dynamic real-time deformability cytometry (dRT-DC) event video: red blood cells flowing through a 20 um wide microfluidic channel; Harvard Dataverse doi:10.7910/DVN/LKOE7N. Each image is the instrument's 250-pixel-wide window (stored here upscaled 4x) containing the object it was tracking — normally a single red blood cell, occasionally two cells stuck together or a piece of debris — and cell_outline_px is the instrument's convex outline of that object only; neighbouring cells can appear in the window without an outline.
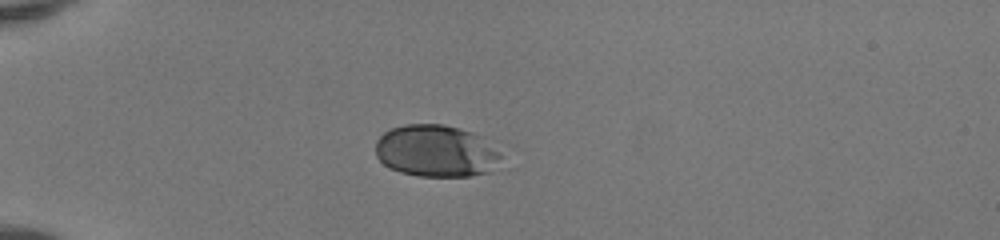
{"species": "human", "species_latin": "Homo sapiens", "temperature_condition": "room temperature", "stored_images_in_passage": 37, "camera_frame_rate_fps": 3000, "um_per_image_px": 0.085, "donor": {"sex": "female"}, "frame": {"image": 1, "passage_image": 1, "time_ms": 0.0, "image_size_px": [1000, 240], "cell_outline_px": [[500, 156], [492, 172], [472, 176], [416, 176], [400, 172], [388, 168], [376, 156], [376, 140], [388, 128], [404, 124], [444, 124], [460, 128], [484, 136], [500, 152]], "centroid_in_image_um": [37.06, 12.83], "position_along_channel_um": 47.9, "area_um2": 38.61}}
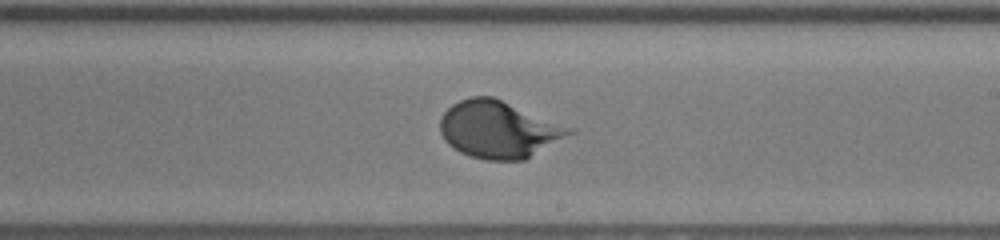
{"frame": {"image": 2, "passage_image": 18, "time_ms": 5.667, "image_size_px": [1000, 240], "cell_outline_px": [[576, 132], [524, 160], [484, 160], [468, 156], [460, 152], [448, 144], [444, 140], [440, 132], [440, 116], [452, 104], [460, 100], [472, 96], [492, 96], [576, 128]], "centroid_in_image_um": [42.41, 11.0], "position_along_channel_um": 246.6, "area_um2": 43.35}}
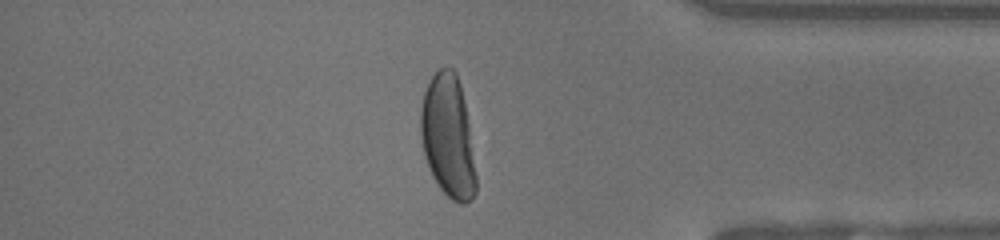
{"frame": {"image": 3, "passage_image": 30, "time_ms": 9.667, "image_size_px": [1000, 240], "cell_outline_px": [[476, 192], [472, 200], [464, 204], [460, 204], [452, 200], [440, 188], [432, 176], [424, 156], [420, 136], [420, 108], [424, 92], [432, 76], [444, 64], [452, 68], [456, 72], [460, 84], [464, 100], [468, 124], [476, 176]], "centroid_in_image_um": [38.06, 11.6], "position_along_channel_um": 397.1, "area_um2": 39.59}}